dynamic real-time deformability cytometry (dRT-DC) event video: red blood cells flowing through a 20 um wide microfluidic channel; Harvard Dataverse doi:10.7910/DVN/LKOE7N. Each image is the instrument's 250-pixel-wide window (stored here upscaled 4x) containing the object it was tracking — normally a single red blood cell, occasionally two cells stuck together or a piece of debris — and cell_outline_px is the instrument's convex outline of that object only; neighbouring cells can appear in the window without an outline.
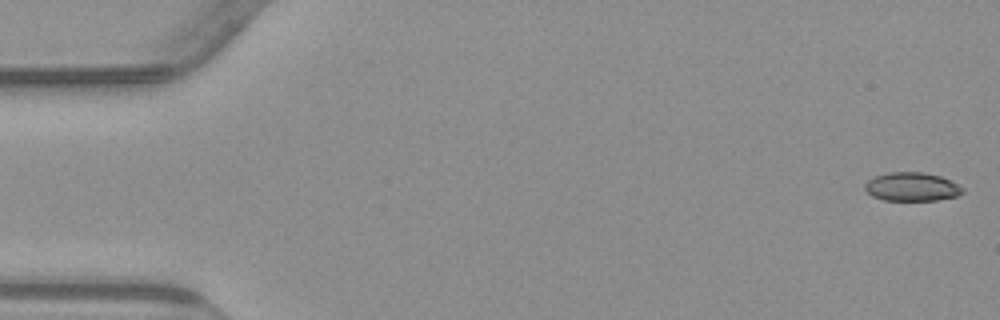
{"species": "common noctule bat (a hibernating species)", "species_latin": "Nyctalus noctula", "temperature_condition": "warm", "stored_images_in_passage": 48, "camera_frame_rate_fps": 3000, "um_per_image_px": 0.085, "animal": {"sex": "male", "body_mass_g": 23.1, "forearm_length_mm": 52.7}, "frame": {"image": 1, "passage_image": 1, "time_ms": 0.0, "image_size_px": [1000, 320], "cell_outline_px": [[964, 192], [956, 196], [936, 200], [884, 200], [872, 196], [864, 188], [864, 184], [868, 180], [876, 176], [888, 172], [924, 172], [940, 176], [964, 188]], "centroid_in_image_um": [77.49, 15.87], "position_along_channel_um": 7.5, "area_um2": 16.18}}
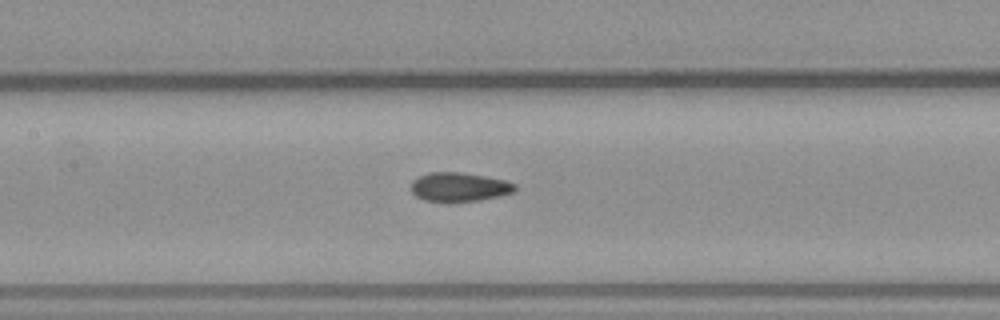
{"frame": {"image": 2, "passage_image": 25, "time_ms": 8.0, "image_size_px": [1000, 320], "cell_outline_px": [[516, 188], [512, 192], [500, 196], [476, 200], [448, 204], [424, 200], [416, 196], [412, 192], [412, 180], [428, 172], [460, 172], [484, 176], [504, 180], [516, 184]], "centroid_in_image_um": [38.99, 15.92], "position_along_channel_um": 168.4, "area_um2": 17.8}}
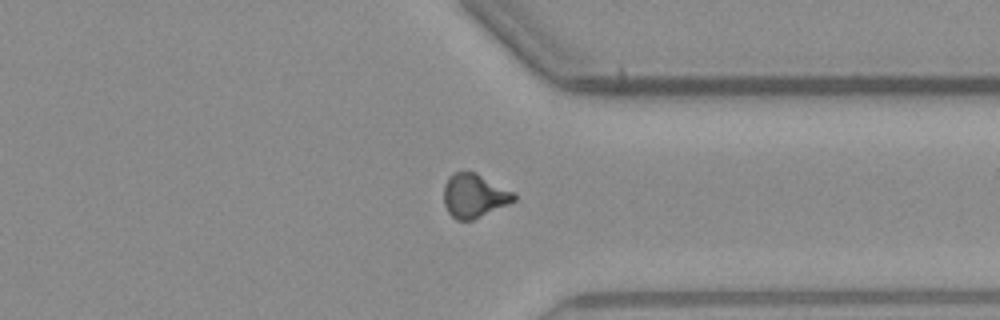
{"frame": {"image": 3, "passage_image": 41, "time_ms": 13.333, "image_size_px": [1000, 320], "cell_outline_px": [[516, 200], [472, 220], [456, 220], [448, 212], [444, 204], [444, 184], [448, 176], [456, 172], [476, 172], [516, 192]], "centroid_in_image_um": [40.31, 16.62], "position_along_channel_um": 371.1, "area_um2": 17.98}, "authors_computed_cell_mechanics": {"area_um2": 17.4267, "velocity_mm_per_s": 3.8519, "shape_relaxation_time_tau1_ms": null, "shape_relaxation_time_tau2_ms": 1.7022, "deformation_change_tau1": null, "deformation_change_tau2": 0.0678}}